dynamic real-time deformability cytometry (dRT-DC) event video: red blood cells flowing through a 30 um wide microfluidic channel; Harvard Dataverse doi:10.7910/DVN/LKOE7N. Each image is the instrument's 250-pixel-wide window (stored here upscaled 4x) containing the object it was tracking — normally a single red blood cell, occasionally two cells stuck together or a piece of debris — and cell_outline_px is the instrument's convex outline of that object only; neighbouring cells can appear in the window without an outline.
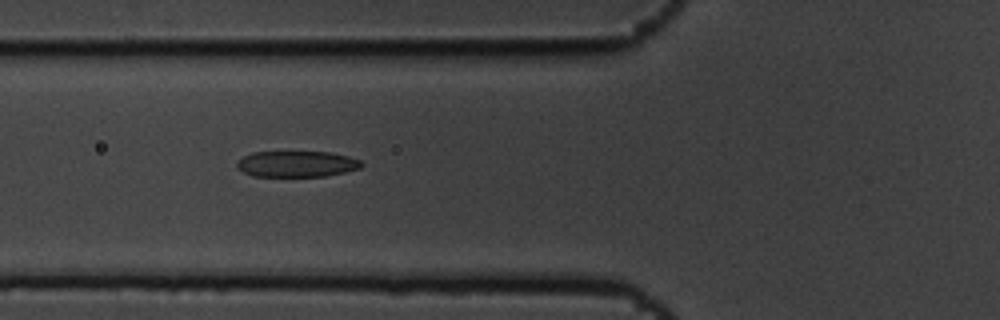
{"species": "common noctule bat (a hibernating species)", "species_latin": "Nyctalus noctula", "temperature_condition": "cold", "stored_images_in_passage": 7, "camera_frame_rate_fps": 3000, "um_per_image_px": 0.085, "animal": {"sex": "male", "body_mass_g": 19.5, "forearm_length_mm": 54.6}, "frame": {"image": 1, "passage_image": 6, "time_ms": 1.667, "image_size_px": [1000, 320], "cell_outline_px": [[364, 164], [360, 168], [344, 172], [324, 176], [252, 176], [244, 172], [236, 164], [244, 156], [252, 152], [332, 152], [348, 156], [360, 160]], "centroid_in_image_um": [25.26, 13.93], "position_along_channel_um": 100.5, "area_um2": 18.73}}
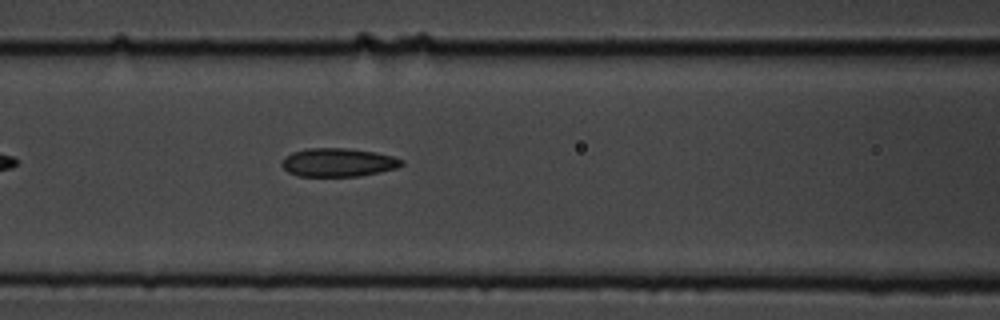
{"frame": {"image": 2, "passage_image": 7, "time_ms": 2.0, "image_size_px": [1000, 320], "cell_outline_px": [[404, 164], [396, 168], [360, 176], [296, 176], [288, 172], [280, 164], [284, 156], [292, 152], [308, 148], [348, 148], [376, 152], [392, 156], [404, 160]], "centroid_in_image_um": [28.72, 13.8], "position_along_channel_um": 137.9, "area_um2": 20.0}}